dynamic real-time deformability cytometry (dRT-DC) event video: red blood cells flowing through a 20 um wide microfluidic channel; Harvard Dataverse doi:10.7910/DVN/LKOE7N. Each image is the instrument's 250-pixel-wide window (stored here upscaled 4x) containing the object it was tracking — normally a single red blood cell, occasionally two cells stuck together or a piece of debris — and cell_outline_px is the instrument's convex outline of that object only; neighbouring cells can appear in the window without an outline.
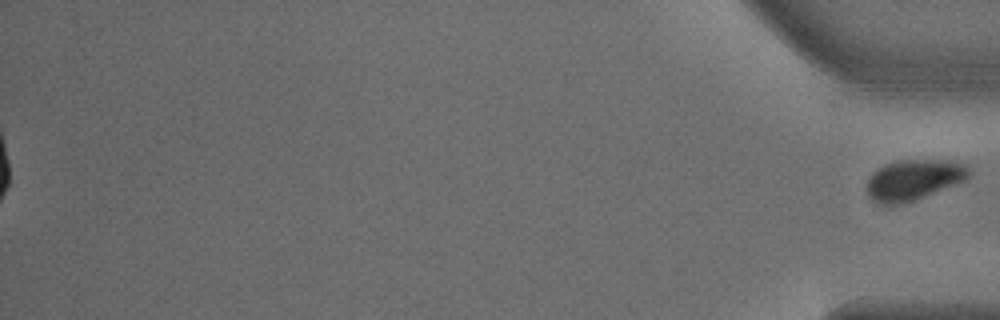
{"species": "common noctule bat (a hibernating species)", "species_latin": "Nyctalus noctula", "temperature_condition": "warm", "stored_images_in_passage": 54, "segment_of_instrument_passage": [2, 2], "camera_frame_rate_fps": 3000, "um_per_image_px": 0.085, "animal": {"sex": "male", "body_mass_g": 18.8}, "frame": {"image": 1, "passage_image": 54, "time_ms": 17.667, "image_size_px": [1000, 320], "cell_outline_px": [[968, 176], [964, 180], [912, 200], [888, 208], [884, 208], [876, 204], [868, 196], [868, 180], [872, 172], [884, 164], [896, 160], [948, 160], [964, 164], [968, 168]], "centroid_in_image_um": [77.55, 15.3], "position_along_channel_um": 357.6, "area_um2": 24.04}}